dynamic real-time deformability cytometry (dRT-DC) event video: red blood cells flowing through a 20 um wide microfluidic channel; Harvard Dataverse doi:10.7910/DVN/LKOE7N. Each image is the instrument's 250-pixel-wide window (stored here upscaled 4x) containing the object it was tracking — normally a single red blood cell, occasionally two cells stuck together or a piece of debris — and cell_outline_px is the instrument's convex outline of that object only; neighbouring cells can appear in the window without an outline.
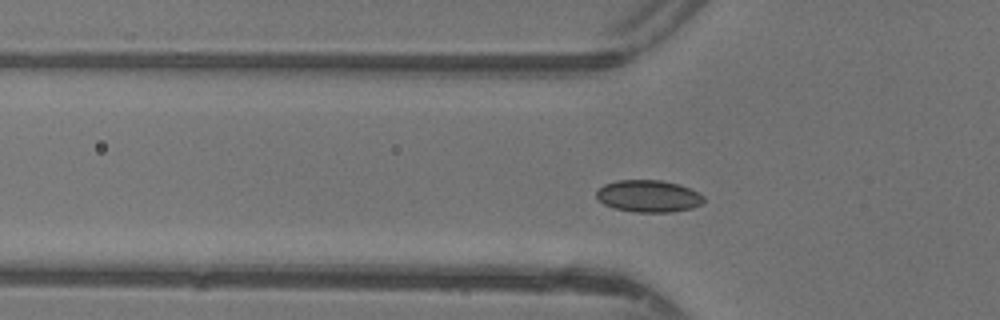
{"species": "common noctule bat (a hibernating species)", "species_latin": "Nyctalus noctula", "temperature_condition": "warm", "stored_images_in_passage": 35, "segment_of_instrument_passage": [1, 2], "camera_frame_rate_fps": 3000, "um_per_image_px": 0.085, "animal": {"sex": "female"}, "frame": {"image": 1, "passage_image": 2, "time_ms": 0.333, "image_size_px": [1000, 320], "cell_outline_px": [[704, 200], [700, 204], [692, 208], [672, 212], [636, 212], [612, 208], [604, 204], [596, 196], [596, 192], [604, 184], [616, 180], [660, 180], [680, 184], [700, 192], [704, 196]], "centroid_in_image_um": [55.14, 16.66], "position_along_channel_um": 70.7, "area_um2": 20.17}}
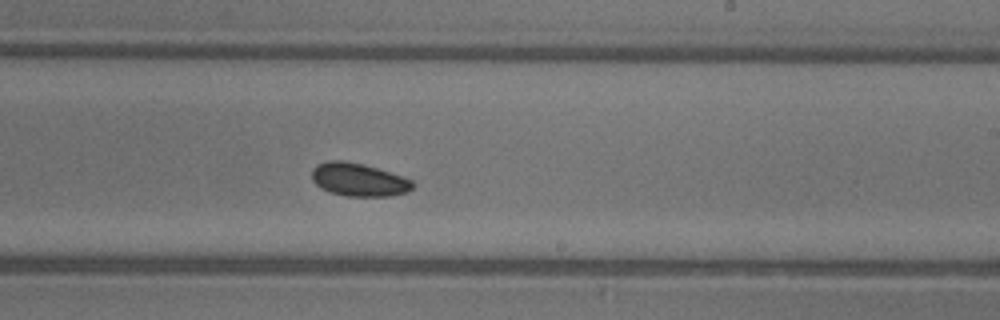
{"frame": {"image": 2, "passage_image": 15, "time_ms": 4.667, "image_size_px": [1000, 320], "cell_outline_px": [[416, 184], [408, 192], [392, 196], [344, 196], [320, 188], [312, 180], [312, 168], [316, 164], [328, 160], [344, 160], [364, 164], [412, 180]], "centroid_in_image_um": [30.47, 15.27], "position_along_channel_um": 258.5, "area_um2": 19.54}}
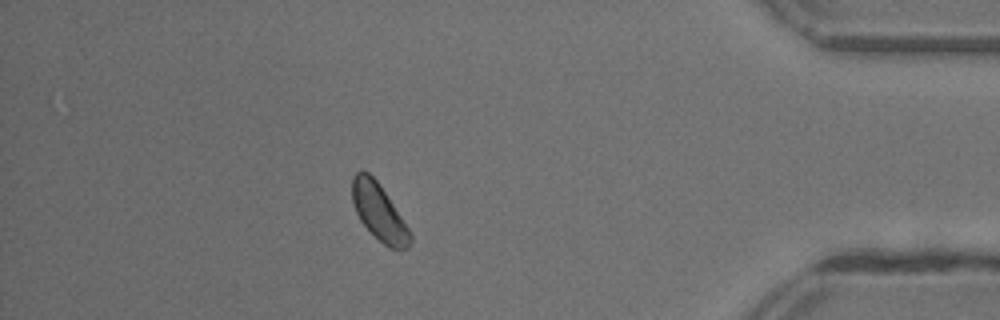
{"frame": {"image": 3, "passage_image": 28, "time_ms": 9.0, "image_size_px": [1000, 320], "cell_outline_px": [[412, 240], [408, 248], [388, 248], [360, 220], [356, 212], [352, 200], [352, 176], [356, 172], [368, 172], [376, 180], [412, 232]], "centroid_in_image_um": [32.22, 18.03], "position_along_channel_um": 403.0, "area_um2": 18.73}}